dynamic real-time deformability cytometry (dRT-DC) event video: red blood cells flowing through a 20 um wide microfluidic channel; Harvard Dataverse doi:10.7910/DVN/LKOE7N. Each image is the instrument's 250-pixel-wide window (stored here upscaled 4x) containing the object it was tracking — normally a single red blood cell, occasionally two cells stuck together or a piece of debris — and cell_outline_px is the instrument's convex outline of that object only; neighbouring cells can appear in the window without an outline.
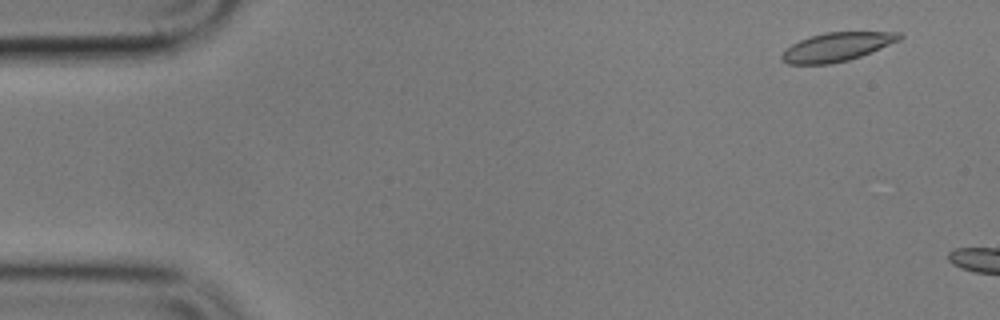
{"species": "common noctule bat (a hibernating species)", "species_latin": "Nyctalus noctula", "temperature_condition": "cold", "stored_images_in_passage": 8, "camera_frame_rate_fps": 3000, "um_per_image_px": 0.085, "animal": {"sex": "male", "body_mass_g": 17.9}, "frame": {"image": 1, "passage_image": 4, "time_ms": 1.0, "image_size_px": [1000, 320], "cell_outline_px": [[904, 36], [900, 40], [860, 56], [848, 60], [832, 64], [788, 64], [780, 60], [780, 56], [792, 44], [800, 40], [824, 32], [900, 32]], "centroid_in_image_um": [71.13, 3.99], "position_along_channel_um": 13.9, "area_um2": 19.54}}